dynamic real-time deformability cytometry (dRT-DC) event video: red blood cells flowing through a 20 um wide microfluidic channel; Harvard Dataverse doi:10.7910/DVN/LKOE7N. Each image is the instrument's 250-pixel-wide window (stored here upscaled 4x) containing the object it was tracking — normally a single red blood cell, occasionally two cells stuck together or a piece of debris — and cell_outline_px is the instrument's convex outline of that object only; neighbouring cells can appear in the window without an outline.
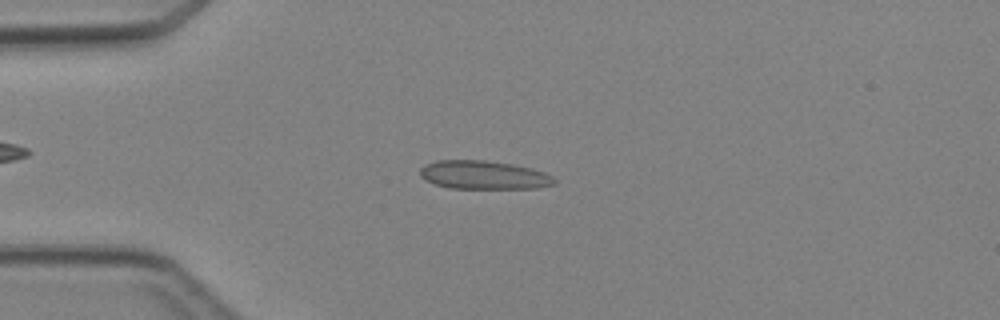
{"species": "Egyptian fruit bat (a non-hibernating species)", "species_latin": "Rousettus aegyptiacus", "temperature_condition": "cold", "stored_images_in_passage": 3, "camera_frame_rate_fps": 3000, "um_per_image_px": 0.085, "animal": {"sex": "female"}, "frame": {"image": 1, "passage_image": 3, "time_ms": 2.333, "image_size_px": [1000, 320], "cell_outline_px": [[556, 184], [536, 188], [448, 188], [432, 184], [424, 180], [420, 176], [420, 168], [424, 164], [436, 160], [484, 160], [512, 164], [532, 168], [544, 172], [552, 176], [556, 180]], "centroid_in_image_um": [41.08, 14.87], "position_along_channel_um": 43.9, "area_um2": 22.54}}